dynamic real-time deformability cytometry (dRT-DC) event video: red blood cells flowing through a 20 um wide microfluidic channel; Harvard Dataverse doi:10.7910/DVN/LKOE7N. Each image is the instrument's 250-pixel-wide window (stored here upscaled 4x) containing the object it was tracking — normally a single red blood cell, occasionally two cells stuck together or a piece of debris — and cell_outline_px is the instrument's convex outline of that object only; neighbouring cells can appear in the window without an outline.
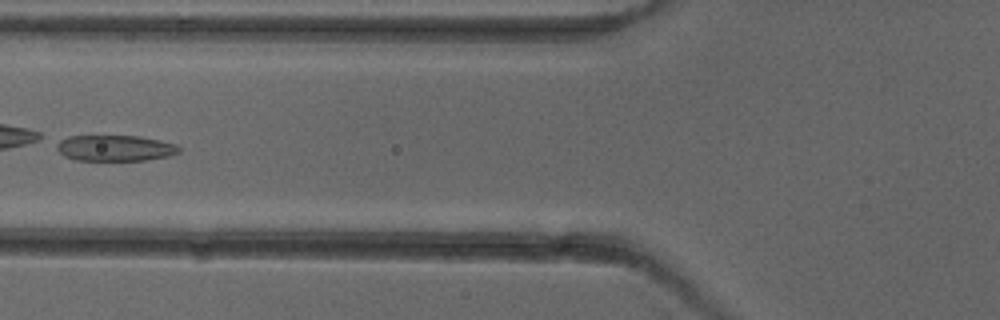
{"species": "common noctule bat (a hibernating species)", "species_latin": "Nyctalus noctula", "temperature_condition": "cold", "stored_images_in_passage": 4, "camera_frame_rate_fps": 3000, "um_per_image_px": 0.085, "animal": {"sex": "female"}, "frame": {"image": 1, "passage_image": 4, "time_ms": 3.667, "image_size_px": [1000, 320], "cell_outline_px": [[180, 152], [168, 156], [144, 160], [76, 160], [64, 156], [56, 148], [56, 144], [60, 140], [68, 136], [140, 136], [160, 140], [176, 144], [180, 148]], "centroid_in_image_um": [9.78, 12.58], "position_along_channel_um": 116.0, "area_um2": 18.44}}